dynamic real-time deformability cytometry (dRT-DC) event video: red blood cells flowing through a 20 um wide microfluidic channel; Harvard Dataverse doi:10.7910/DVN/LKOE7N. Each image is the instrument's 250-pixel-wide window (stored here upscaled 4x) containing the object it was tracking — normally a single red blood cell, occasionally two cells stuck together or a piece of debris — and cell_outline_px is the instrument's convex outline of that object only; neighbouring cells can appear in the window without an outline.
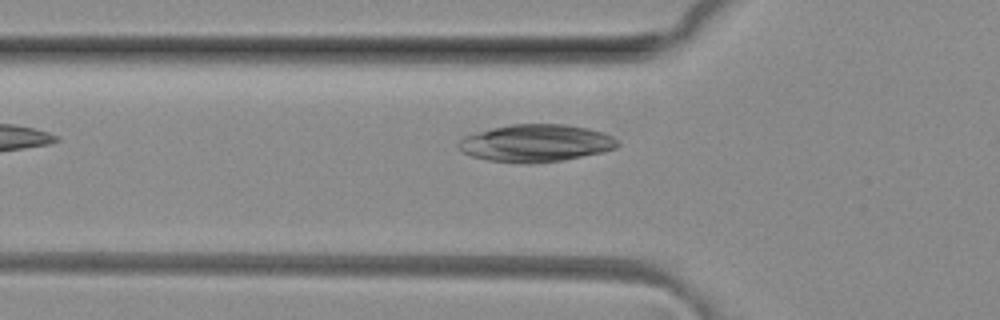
{"species": "common noctule bat (a hibernating species)", "species_latin": "Nyctalus noctula", "temperature_condition": "room temperature", "stored_images_in_passage": 2, "camera_frame_rate_fps": 3000, "um_per_image_px": 0.085, "animal": {"sex": "female", "body_mass_g": 29.2, "forearm_length_mm": 56.3}, "frame": {"image": 1, "passage_image": 2, "time_ms": 0.333, "image_size_px": [1000, 320], "cell_outline_px": [[620, 144], [616, 148], [604, 152], [560, 160], [532, 164], [528, 164], [488, 160], [472, 156], [456, 148], [456, 144], [464, 136], [476, 132], [492, 128], [512, 124], [564, 124], [588, 128], [604, 132], [620, 140]], "centroid_in_image_um": [45.56, 12.16], "position_along_channel_um": 80.2, "area_um2": 34.85}}